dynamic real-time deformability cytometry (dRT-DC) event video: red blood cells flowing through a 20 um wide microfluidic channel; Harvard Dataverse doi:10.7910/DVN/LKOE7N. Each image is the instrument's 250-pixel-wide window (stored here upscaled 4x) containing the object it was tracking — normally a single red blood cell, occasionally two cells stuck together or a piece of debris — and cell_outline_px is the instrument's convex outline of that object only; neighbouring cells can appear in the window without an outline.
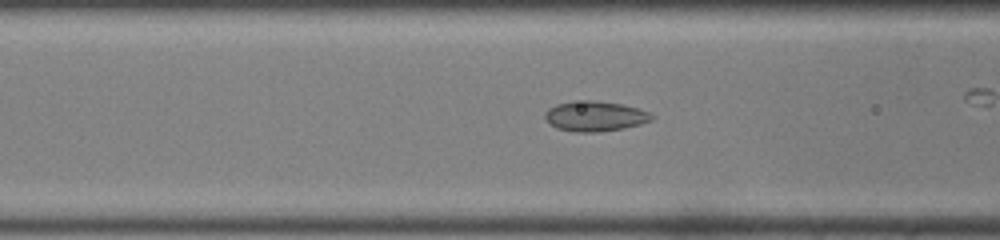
{"species": "common noctule bat (a hibernating species)", "species_latin": "Nyctalus noctula", "temperature_condition": "room temperature", "stored_images_in_passage": 25, "camera_frame_rate_fps": 3000, "um_per_image_px": 0.085, "animal": {"sex": "male", "body_mass_g": 19.0, "forearm_length_mm": 50.8}, "frame": {"image": 1, "passage_image": 5, "time_ms": 1.333, "image_size_px": [1000, 240], "cell_outline_px": [[656, 116], [652, 120], [640, 124], [624, 128], [596, 132], [572, 132], [556, 128], [544, 120], [544, 112], [548, 108], [556, 104], [572, 100], [596, 100], [620, 104], [636, 108], [648, 112]], "centroid_in_image_um": [50.52, 9.87], "position_along_channel_um": 116.1, "area_um2": 19.02}}
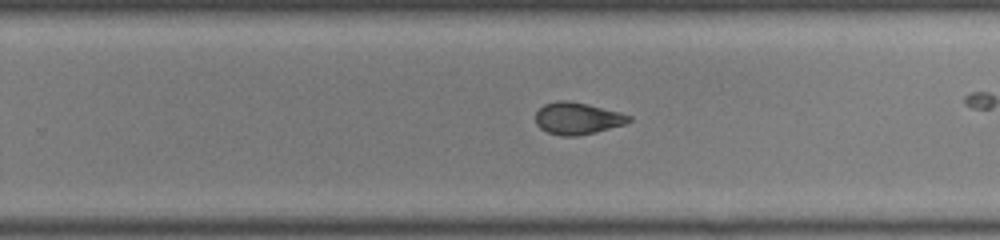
{"frame": {"image": 2, "passage_image": 17, "time_ms": 5.333, "image_size_px": [1000, 240], "cell_outline_px": [[632, 120], [624, 124], [596, 132], [576, 136], [560, 136], [548, 132], [540, 128], [536, 124], [536, 112], [544, 104], [556, 100], [568, 100], [588, 104], [620, 112], [632, 116]], "centroid_in_image_um": [49.08, 10.05], "position_along_channel_um": 280.7, "area_um2": 17.46}}
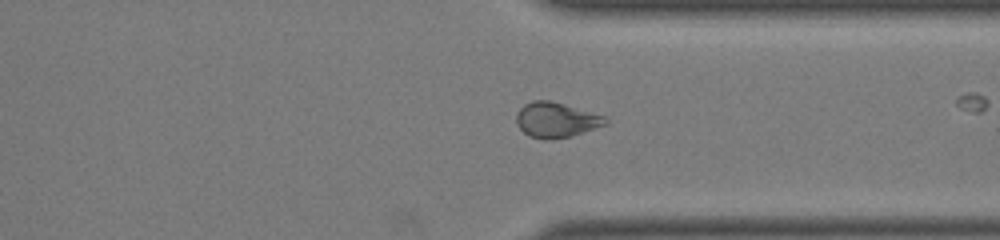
{"frame": {"image": 3, "passage_image": 23, "time_ms": 7.333, "image_size_px": [1000, 240], "cell_outline_px": [[608, 124], [568, 136], [552, 140], [544, 140], [528, 136], [520, 128], [516, 120], [516, 116], [520, 108], [524, 104], [532, 100], [548, 100], [564, 104], [604, 116], [608, 120]], "centroid_in_image_um": [47.24, 10.19], "position_along_channel_um": 364.2, "area_um2": 18.03}}